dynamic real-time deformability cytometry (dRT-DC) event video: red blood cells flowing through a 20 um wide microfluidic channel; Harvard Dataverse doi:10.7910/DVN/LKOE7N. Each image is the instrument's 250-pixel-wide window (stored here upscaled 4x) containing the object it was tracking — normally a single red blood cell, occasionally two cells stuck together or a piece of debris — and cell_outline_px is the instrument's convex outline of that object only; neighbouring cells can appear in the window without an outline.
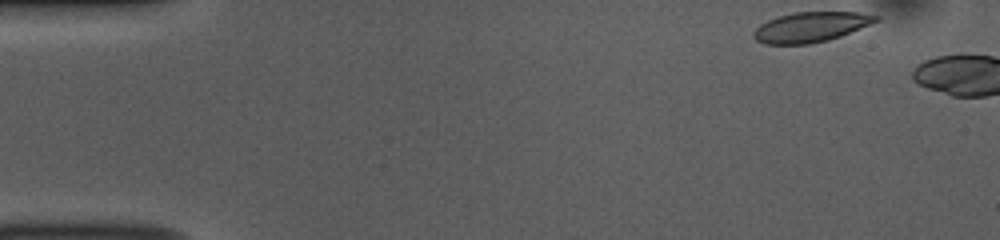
{"species": "common noctule bat (a hibernating species)", "species_latin": "Nyctalus noctula", "temperature_condition": "room temperature", "stored_images_in_passage": 4, "camera_frame_rate_fps": 3000, "um_per_image_px": 0.085, "animal": {"sex": "female", "body_mass_g": 10.0, "forearm_length_mm": 53.1}, "frame": {"image": 1, "passage_image": 1, "time_ms": 0.0, "image_size_px": [1000, 240], "cell_outline_px": [[880, 20], [840, 36], [828, 40], [808, 44], [764, 44], [756, 40], [752, 36], [752, 32], [760, 24], [768, 20], [780, 16], [796, 12], [860, 12], [880, 16]], "centroid_in_image_um": [68.91, 2.3], "position_along_channel_um": 16.1, "area_um2": 21.33}}